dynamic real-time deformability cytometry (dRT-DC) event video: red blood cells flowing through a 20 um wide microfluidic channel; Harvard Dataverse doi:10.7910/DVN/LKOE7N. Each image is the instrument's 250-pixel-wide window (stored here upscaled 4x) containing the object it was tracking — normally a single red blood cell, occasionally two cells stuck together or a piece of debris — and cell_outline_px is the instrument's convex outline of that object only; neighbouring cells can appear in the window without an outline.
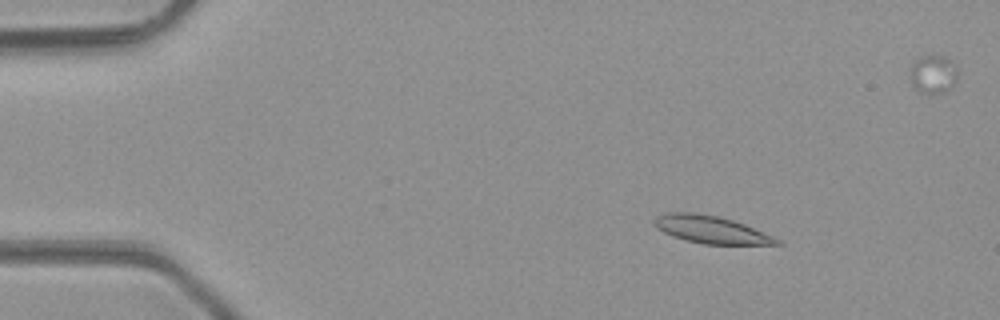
{"species": "common noctule bat (a hibernating species)", "species_latin": "Nyctalus noctula", "temperature_condition": "room temperature", "stored_images_in_passage": 49, "camera_frame_rate_fps": 3000, "um_per_image_px": 0.085, "animal": {"sex": "male", "body_mass_g": 23.1, "forearm_length_mm": 52.7}, "frame": {"image": 1, "passage_image": 7, "time_ms": 2.0, "image_size_px": [1000, 320], "cell_outline_px": [[784, 244], [704, 244], [672, 236], [656, 228], [652, 220], [656, 216], [668, 212], [692, 212], [716, 216], [732, 220], [744, 224], [772, 236], [780, 240]], "centroid_in_image_um": [60.39, 19.51], "position_along_channel_um": 24.6, "area_um2": 19.36}}
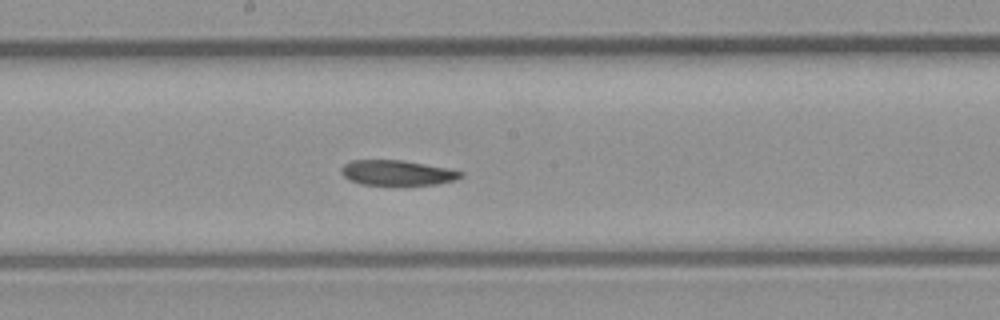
{"frame": {"image": 2, "passage_image": 26, "time_ms": 8.333, "image_size_px": [1000, 320], "cell_outline_px": [[464, 176], [456, 180], [436, 184], [360, 184], [348, 180], [340, 172], [340, 168], [344, 164], [352, 160], [404, 160], [448, 168], [464, 172]], "centroid_in_image_um": [33.76, 14.67], "position_along_channel_um": 214.4, "area_um2": 17.51}}
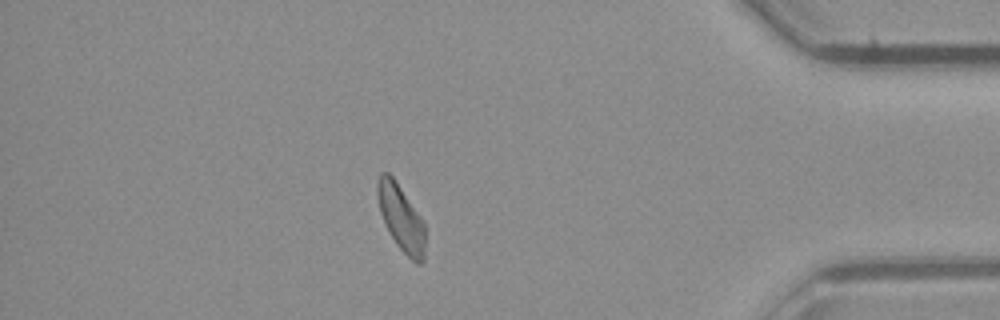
{"frame": {"image": 3, "passage_image": 42, "time_ms": 13.667, "image_size_px": [1000, 320], "cell_outline_px": [[424, 260], [420, 264], [416, 264], [396, 244], [380, 212], [376, 192], [376, 184], [380, 172], [388, 172], [392, 176], [420, 216], [424, 224]], "centroid_in_image_um": [34.07, 18.5], "position_along_channel_um": 401.1, "area_um2": 17.98}, "authors_computed_cell_mechanics": {"area_um2": 18.8428, "velocity_mm_per_s": 4.2602, "shape_relaxation_time_tau1_ms": null, "shape_relaxation_time_tau2_ms": 7.3102, "deformation_change_tau1": null, "deformation_change_tau2": 0.1256}}